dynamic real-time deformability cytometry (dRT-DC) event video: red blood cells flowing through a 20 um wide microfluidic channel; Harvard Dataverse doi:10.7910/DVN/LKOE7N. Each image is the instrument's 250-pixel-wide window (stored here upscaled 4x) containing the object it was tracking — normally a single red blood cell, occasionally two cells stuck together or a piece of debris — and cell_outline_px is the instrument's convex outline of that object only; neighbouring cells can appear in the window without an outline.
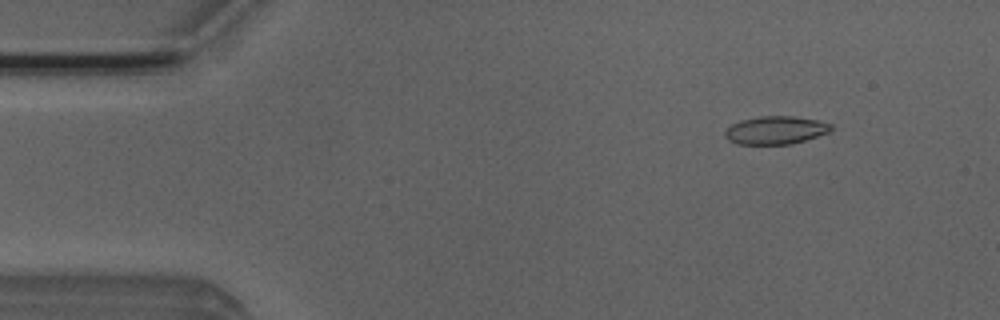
{"species": "Egyptian fruit bat (a non-hibernating species)", "species_latin": "Rousettus aegyptiacus", "temperature_condition": "room temperature", "stored_images_in_passage": 6, "camera_frame_rate_fps": 3000, "um_per_image_px": 0.085, "animal": {"sex": "male"}, "frame": {"image": 1, "passage_image": 1, "time_ms": 0.0, "image_size_px": [1000, 320], "cell_outline_px": [[832, 128], [828, 132], [792, 144], [736, 144], [728, 140], [724, 136], [724, 132], [732, 124], [740, 120], [760, 116], [792, 116], [820, 120], [832, 124]], "centroid_in_image_um": [65.91, 11.06], "position_along_channel_um": 19.1, "area_um2": 17.34}}